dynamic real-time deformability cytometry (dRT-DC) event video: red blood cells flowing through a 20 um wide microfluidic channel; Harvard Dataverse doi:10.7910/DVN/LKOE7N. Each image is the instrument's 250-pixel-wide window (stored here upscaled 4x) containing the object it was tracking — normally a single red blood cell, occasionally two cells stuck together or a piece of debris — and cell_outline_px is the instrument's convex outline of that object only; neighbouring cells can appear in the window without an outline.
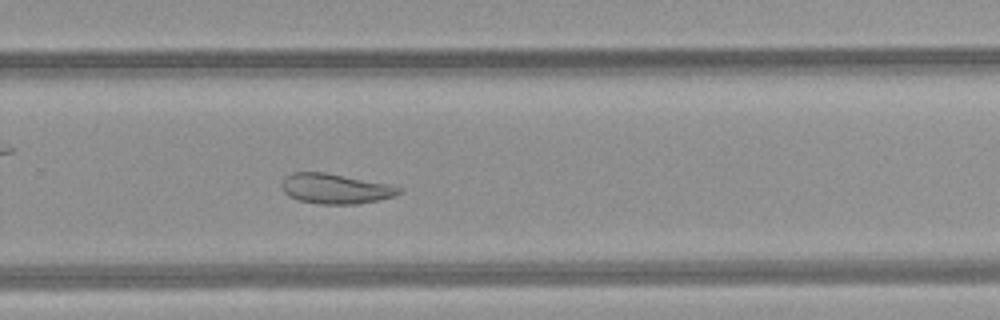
{"species": "common noctule bat (a hibernating species)", "species_latin": "Nyctalus noctula", "temperature_condition": "room temperature", "stored_images_in_passage": 42, "camera_frame_rate_fps": 3000, "um_per_image_px": 0.085, "animal": {"sex": "female", "body_mass_g": 21.9}, "frame": {"image": 1, "passage_image": 24, "time_ms": 7.667, "image_size_px": [1000, 320], "cell_outline_px": [[404, 188], [400, 192], [392, 196], [380, 200], [356, 204], [320, 204], [296, 200], [288, 196], [284, 192], [280, 184], [284, 176], [292, 172], [324, 172], [388, 184]], "centroid_in_image_um": [28.45, 16.04], "position_along_channel_um": 301.4, "area_um2": 20.63}, "authors_computed_cell_mechanics": {"area_um2": 23.7847, "velocity_mm_per_s": 4.0947, "shape_relaxation_time_tau1_ms": null, "shape_relaxation_time_tau2_ms": 2.3545, "deformation_change_tau1": null, "deformation_change_tau2": 0.0789}}